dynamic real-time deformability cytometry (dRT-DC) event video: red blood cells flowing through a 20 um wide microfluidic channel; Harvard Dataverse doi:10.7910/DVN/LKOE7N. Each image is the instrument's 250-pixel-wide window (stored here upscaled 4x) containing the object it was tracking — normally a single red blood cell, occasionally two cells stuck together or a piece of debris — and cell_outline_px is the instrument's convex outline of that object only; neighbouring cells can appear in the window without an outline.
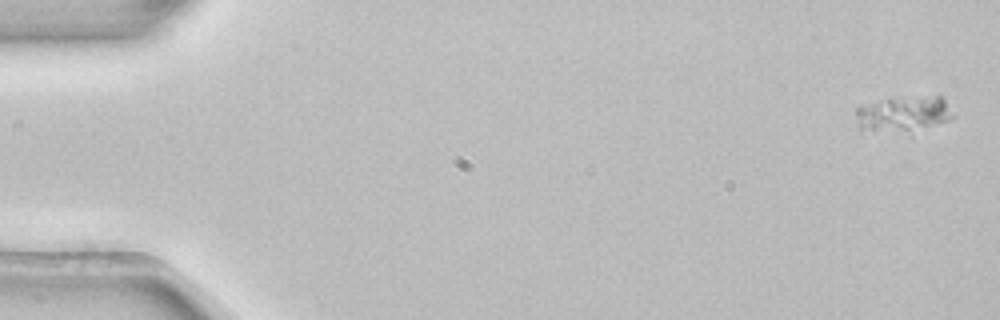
{"species": "common noctule bat (a hibernating species)", "species_latin": "Nyctalus noctula", "temperature_condition": "room temperature", "stored_images_in_passage": 54, "camera_frame_rate_fps": 3000, "um_per_image_px": 0.085, "animal": {"sex": "female", "body_mass_g": 22.7, "forearm_length_mm": 54.2}, "frame": {"image": 1, "passage_image": 1, "time_ms": 0.0, "image_size_px": [1000, 320], "cell_outline_px": [[952, 116], [948, 120], [908, 128], [860, 132], [856, 112], [856, 108], [888, 100], [936, 96], [940, 96], [944, 100]], "centroid_in_image_um": [76.7, 9.66], "position_along_channel_um": 8.3, "area_um2": 17.98}}
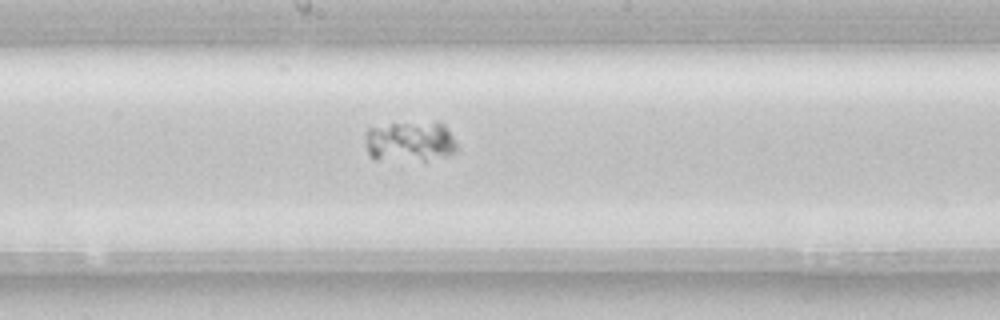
{"frame": {"image": 2, "passage_image": 29, "time_ms": 9.333, "image_size_px": [1000, 320], "cell_outline_px": [[460, 148], [456, 152], [444, 156], [424, 160], [376, 160], [368, 152], [364, 136], [364, 132], [368, 128], [392, 124], [436, 120], [440, 120], [448, 128]], "centroid_in_image_um": [34.89, 12.0], "position_along_channel_um": 213.3, "area_um2": 22.2}}
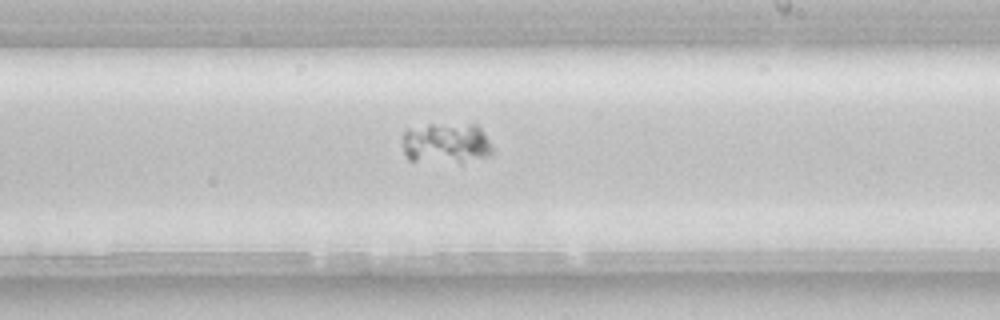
{"frame": {"image": 3, "passage_image": 32, "time_ms": 10.333, "image_size_px": [1000, 320], "cell_outline_px": [[492, 152], [488, 156], [460, 164], [408, 160], [404, 152], [400, 136], [408, 128], [428, 124], [476, 124], [484, 132], [492, 148]], "centroid_in_image_um": [37.88, 12.18], "position_along_channel_um": 251.1, "area_um2": 22.02}}